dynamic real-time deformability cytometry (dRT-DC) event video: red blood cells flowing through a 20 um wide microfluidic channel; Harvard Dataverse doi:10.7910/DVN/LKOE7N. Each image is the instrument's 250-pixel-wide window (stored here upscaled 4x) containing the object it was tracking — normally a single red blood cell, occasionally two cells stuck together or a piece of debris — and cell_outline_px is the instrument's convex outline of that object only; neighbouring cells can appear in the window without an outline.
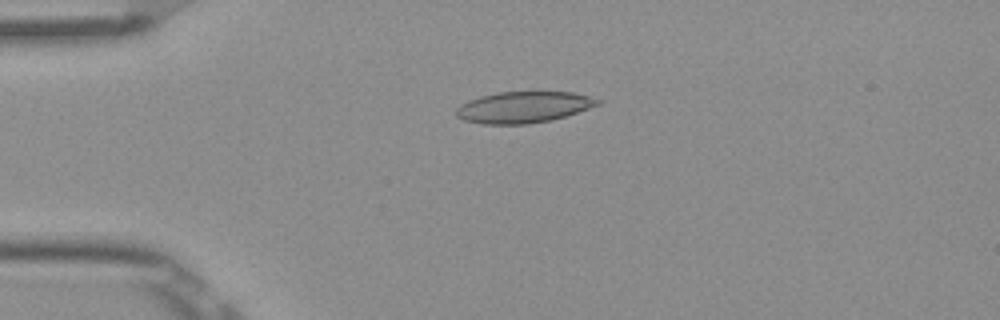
{"species": "Egyptian fruit bat (a non-hibernating species)", "species_latin": "Rousettus aegyptiacus", "temperature_condition": "room temperature", "stored_images_in_passage": 41, "camera_frame_rate_fps": 3000, "um_per_image_px": 0.085, "frame": {"image": 1, "passage_image": 1, "time_ms": 0.0, "image_size_px": [1000, 320], "cell_outline_px": [[600, 104], [552, 120], [528, 124], [484, 124], [464, 120], [456, 116], [456, 108], [460, 104], [468, 100], [480, 96], [500, 92], [572, 92], [588, 96], [600, 100]], "centroid_in_image_um": [44.45, 9.11], "position_along_channel_um": 40.5, "area_um2": 25.61}}
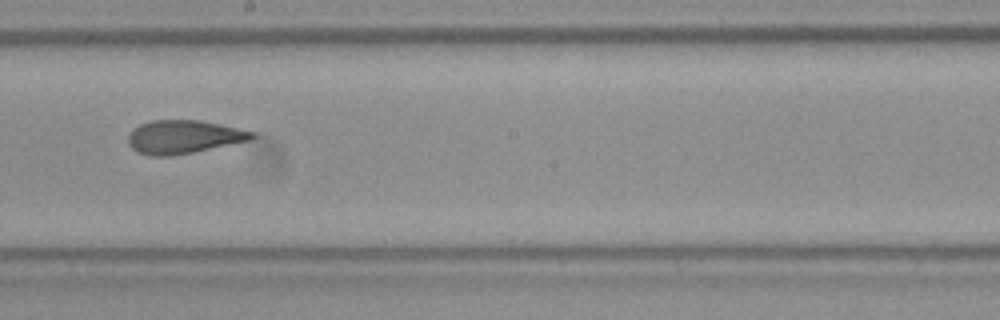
{"frame": {"image": 2, "passage_image": 18, "time_ms": 5.667, "image_size_px": [1000, 320], "cell_outline_px": [[256, 136], [252, 140], [172, 156], [148, 156], [136, 152], [128, 144], [128, 136], [132, 128], [140, 124], [152, 120], [200, 120], [220, 124], [256, 132]], "centroid_in_image_um": [15.59, 11.64], "position_along_channel_um": 232.6, "area_um2": 24.28}}
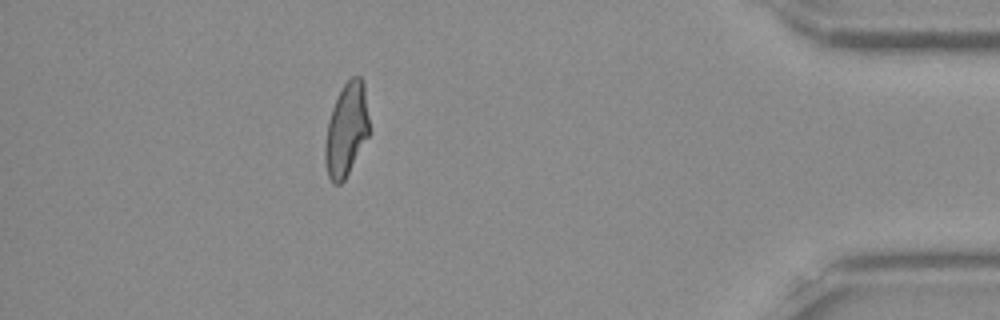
{"frame": {"image": 3, "passage_image": 35, "time_ms": 11.333, "image_size_px": [1000, 320], "cell_outline_px": [[368, 136], [344, 180], [340, 184], [332, 184], [328, 176], [324, 160], [324, 144], [328, 120], [332, 108], [344, 84], [352, 76], [360, 76], [364, 80], [368, 116]], "centroid_in_image_um": [29.42, 11.03], "position_along_channel_um": 405.8, "area_um2": 23.81}, "authors_computed_cell_mechanics": {"area_um2": 24.565, "velocity_mm_per_s": 3.8902, "shape_relaxation_time_tau1_ms": null, "shape_relaxation_time_tau2_ms": 2.1601, "deformation_change_tau1": null, "deformation_change_tau2": 0.0972}}